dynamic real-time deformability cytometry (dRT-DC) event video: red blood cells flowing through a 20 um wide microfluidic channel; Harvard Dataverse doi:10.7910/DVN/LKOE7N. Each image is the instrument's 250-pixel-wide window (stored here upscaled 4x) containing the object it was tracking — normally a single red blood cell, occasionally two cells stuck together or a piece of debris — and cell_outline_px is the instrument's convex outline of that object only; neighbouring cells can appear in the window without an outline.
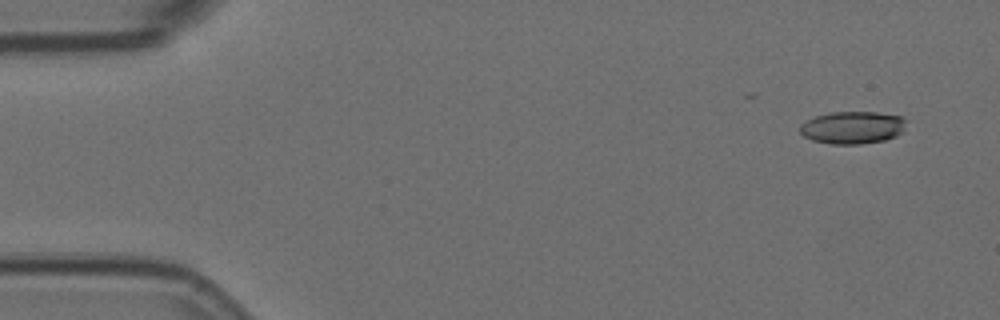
{"species": "Egyptian fruit bat (a non-hibernating species)", "species_latin": "Rousettus aegyptiacus", "temperature_condition": "room temperature", "stored_images_in_passage": 4, "camera_frame_rate_fps": 3000, "um_per_image_px": 0.085, "animal": {"sex": "female"}, "frame": {"image": 1, "passage_image": 1, "time_ms": 0.0, "image_size_px": [1000, 320], "cell_outline_px": [[904, 132], [896, 136], [884, 140], [860, 144], [832, 144], [812, 140], [804, 136], [800, 132], [800, 124], [804, 120], [816, 116], [832, 112], [876, 112], [904, 116]], "centroid_in_image_um": [72.46, 10.83], "position_along_channel_um": 12.5, "area_um2": 20.23}}
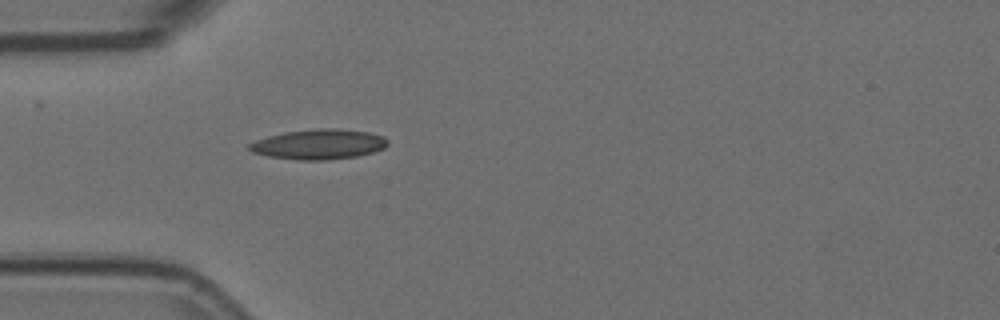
{"frame": {"image": 2, "passage_image": 4, "time_ms": 1.0, "image_size_px": [1000, 320], "cell_outline_px": [[388, 144], [384, 148], [372, 152], [356, 156], [324, 160], [296, 160], [268, 156], [252, 152], [248, 148], [248, 144], [256, 140], [268, 136], [284, 132], [320, 128], [332, 128], [368, 132], [384, 136], [388, 140]], "centroid_in_image_um": [27.08, 12.26], "position_along_channel_um": 57.9, "area_um2": 24.16}}